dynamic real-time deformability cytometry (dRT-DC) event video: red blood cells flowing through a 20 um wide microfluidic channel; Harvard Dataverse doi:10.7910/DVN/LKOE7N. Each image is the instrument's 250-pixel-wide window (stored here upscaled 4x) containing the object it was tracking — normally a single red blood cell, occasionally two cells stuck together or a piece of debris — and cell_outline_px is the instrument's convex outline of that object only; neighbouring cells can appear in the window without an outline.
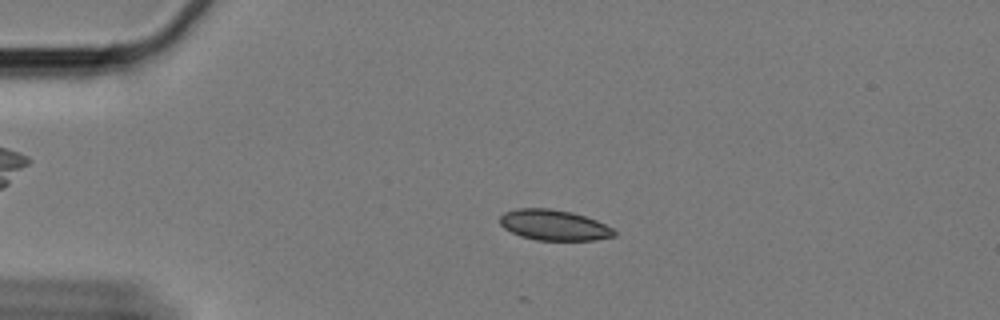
{"species": "Egyptian fruit bat (a non-hibernating species)", "species_latin": "Rousettus aegyptiacus", "temperature_condition": "cold", "stored_images_in_passage": 44, "camera_frame_rate_fps": 3000, "um_per_image_px": 0.085, "animal": {"sex": "female"}, "frame": {"image": 1, "passage_image": 14, "time_ms": 4.333, "image_size_px": [1000, 320], "cell_outline_px": [[616, 236], [596, 240], [536, 240], [520, 236], [504, 228], [500, 224], [500, 216], [504, 212], [516, 208], [552, 208], [572, 212], [596, 220], [612, 228], [616, 232]], "centroid_in_image_um": [47.08, 19.13], "position_along_channel_um": 37.9, "area_um2": 20.46}}
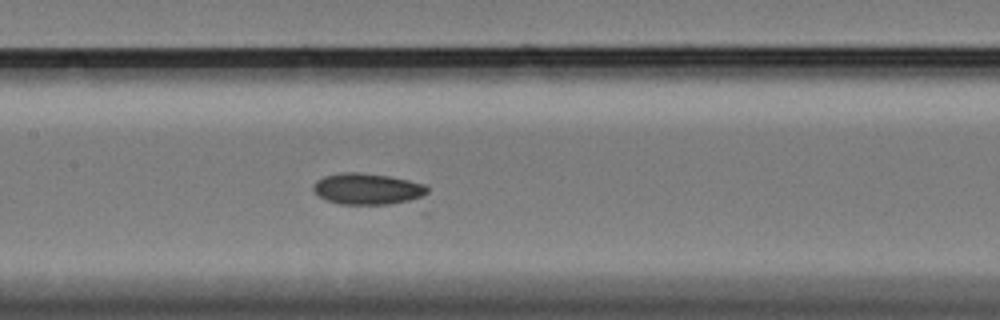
{"frame": {"image": 2, "passage_image": 30, "time_ms": 9.667, "image_size_px": [1000, 320], "cell_outline_px": [[428, 192], [420, 200], [392, 204], [340, 204], [328, 200], [320, 196], [312, 188], [312, 184], [316, 180], [324, 176], [344, 172], [360, 172], [388, 176], [408, 180], [424, 184], [428, 188]], "centroid_in_image_um": [31.28, 16.06], "position_along_channel_um": 176.1, "area_um2": 20.98}}
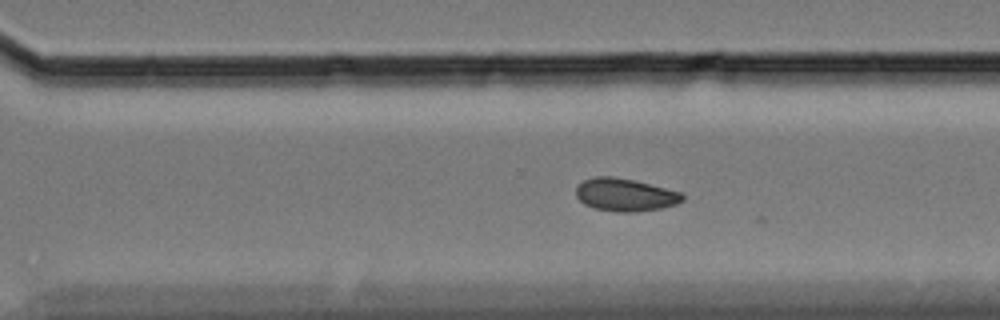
{"frame": {"image": 3, "passage_image": 43, "time_ms": 14.0, "image_size_px": [1000, 320], "cell_outline_px": [[684, 200], [676, 204], [660, 208], [636, 212], [616, 212], [592, 208], [584, 204], [576, 196], [576, 184], [584, 180], [596, 176], [612, 176], [632, 180], [680, 192], [684, 196]], "centroid_in_image_um": [53.08, 16.56], "position_along_channel_um": 317.5, "area_um2": 20.29}}